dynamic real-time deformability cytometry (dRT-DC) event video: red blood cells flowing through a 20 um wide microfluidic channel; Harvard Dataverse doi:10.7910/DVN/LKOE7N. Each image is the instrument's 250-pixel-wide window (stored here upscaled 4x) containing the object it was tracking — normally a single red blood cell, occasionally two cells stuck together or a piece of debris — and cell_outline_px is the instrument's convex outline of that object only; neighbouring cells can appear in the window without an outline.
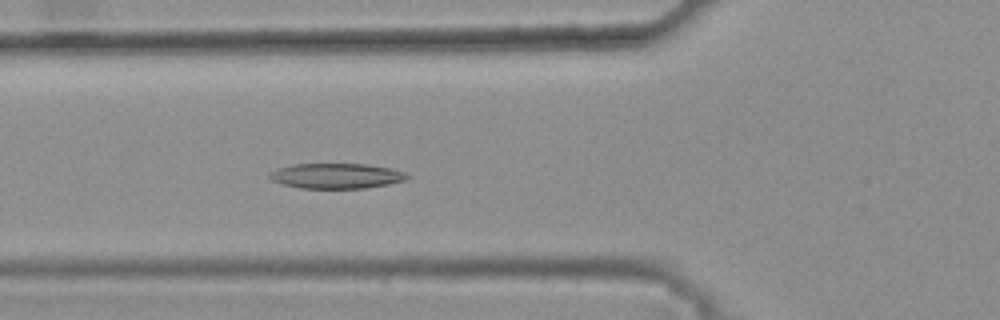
{"species": "common noctule bat (a hibernating species)", "species_latin": "Nyctalus noctula", "temperature_condition": "warm", "stored_images_in_passage": 44, "camera_frame_rate_fps": 3000, "um_per_image_px": 0.085, "animal": {"sex": "female", "body_mass_g": 25.1}, "frame": {"image": 1, "passage_image": 19, "time_ms": 6.0, "image_size_px": [1000, 320], "cell_outline_px": [[412, 176], [404, 180], [388, 184], [364, 188], [300, 188], [280, 184], [272, 180], [268, 176], [276, 168], [292, 164], [368, 164], [388, 168], [404, 172]], "centroid_in_image_um": [28.56, 14.95], "position_along_channel_um": 97.2, "area_um2": 20.17}}
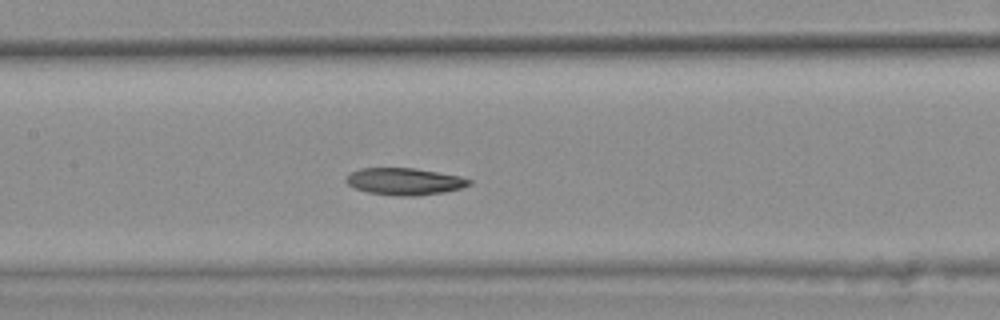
{"frame": {"image": 2, "passage_image": 25, "time_ms": 8.0, "image_size_px": [1000, 320], "cell_outline_px": [[472, 184], [460, 188], [444, 192], [416, 196], [396, 196], [368, 192], [356, 188], [348, 184], [344, 180], [352, 172], [360, 168], [412, 168], [460, 176], [472, 180]], "centroid_in_image_um": [34.39, 15.43], "position_along_channel_um": 173.0, "area_um2": 19.19}}
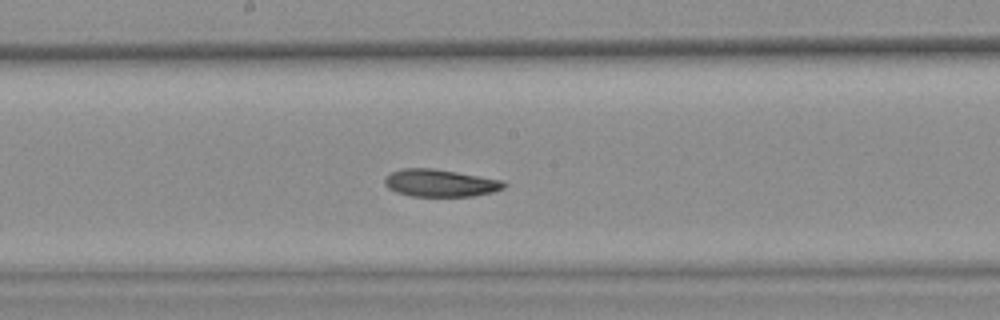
{"frame": {"image": 3, "passage_image": 28, "time_ms": 9.0, "image_size_px": [1000, 320], "cell_outline_px": [[508, 184], [504, 188], [492, 192], [472, 196], [412, 196], [396, 192], [388, 188], [384, 184], [384, 176], [400, 168], [432, 168], [504, 180]], "centroid_in_image_um": [37.4, 15.55], "position_along_channel_um": 210.8, "area_um2": 19.13}, "authors_computed_cell_mechanics": {"area_um2": 19.941, "velocity_mm_per_s": 3.7835, "shape_relaxation_time_tau1_ms": null, "shape_relaxation_time_tau2_ms": 5.1078, "deformation_change_tau1": null, "deformation_change_tau2": 0.1198}}